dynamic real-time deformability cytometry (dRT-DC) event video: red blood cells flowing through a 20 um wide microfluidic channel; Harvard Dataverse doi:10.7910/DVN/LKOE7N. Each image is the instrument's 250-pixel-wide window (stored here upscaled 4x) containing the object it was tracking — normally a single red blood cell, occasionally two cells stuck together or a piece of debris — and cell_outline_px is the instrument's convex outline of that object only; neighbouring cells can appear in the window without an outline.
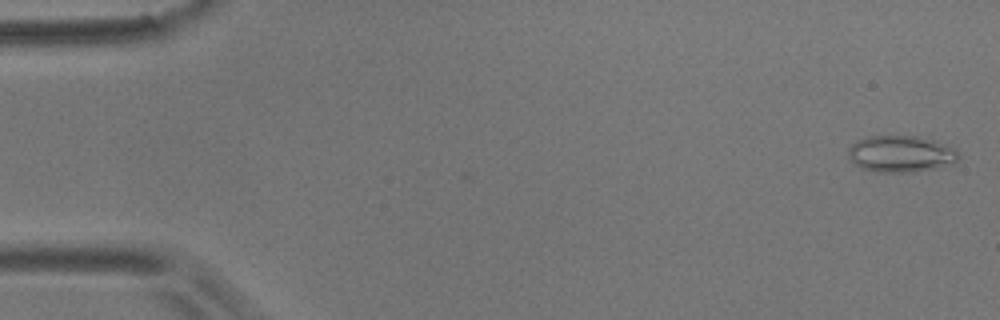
{"species": "common noctule bat (a hibernating species)", "species_latin": "Nyctalus noctula", "temperature_condition": "room temperature", "stored_images_in_passage": 56, "camera_frame_rate_fps": 3000, "um_per_image_px": 0.085, "animal": {"sex": "male", "body_mass_g": 17.9}, "frame": {"image": 1, "passage_image": 2, "time_ms": 0.333, "image_size_px": [1000, 320], "cell_outline_px": [[960, 156], [956, 164], [936, 168], [912, 172], [876, 172], [864, 168], [856, 164], [848, 156], [848, 148], [856, 140], [868, 136], [920, 136], [936, 140], [956, 148]], "centroid_in_image_um": [76.64, 13.07], "position_along_channel_um": 8.4, "area_um2": 23.87}}
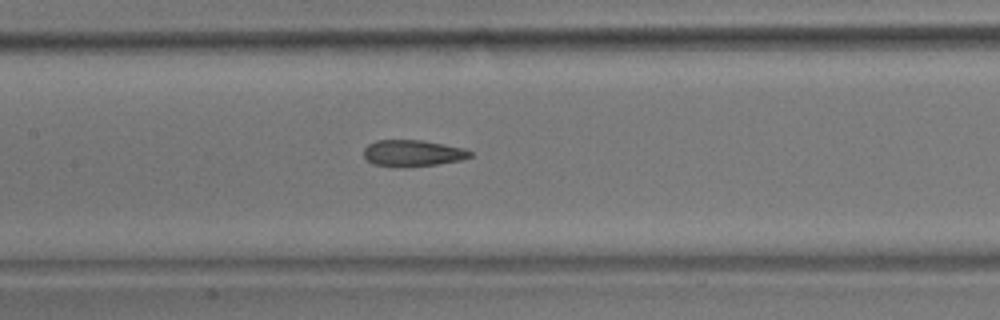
{"frame": {"image": 2, "passage_image": 27, "time_ms": 8.667, "image_size_px": [1000, 320], "cell_outline_px": [[472, 156], [460, 160], [436, 164], [404, 168], [372, 164], [364, 160], [364, 148], [368, 144], [376, 140], [424, 140], [464, 148], [472, 152]], "centroid_in_image_um": [35.04, 13.02], "position_along_channel_um": 172.4, "area_um2": 16.65}}
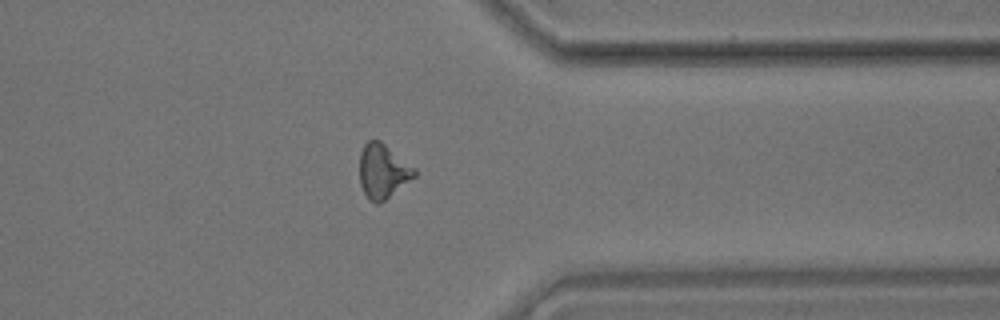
{"frame": {"image": 3, "passage_image": 45, "time_ms": 14.667, "image_size_px": [1000, 320], "cell_outline_px": [[416, 176], [384, 200], [376, 204], [368, 200], [360, 184], [360, 152], [364, 144], [368, 140], [380, 140], [416, 168]], "centroid_in_image_um": [32.54, 14.54], "position_along_channel_um": 378.9, "area_um2": 17.34}, "authors_computed_cell_mechanics": {"area_um2": 17.1088, "velocity_mm_per_s": 3.5694, "shape_relaxation_time_tau1_ms": null, "shape_relaxation_time_tau2_ms": 3.1741, "deformation_change_tau1": null, "deformation_change_tau2": 0.1225}}